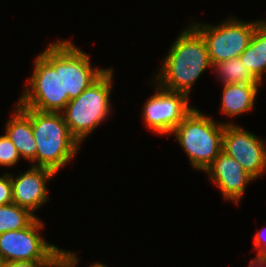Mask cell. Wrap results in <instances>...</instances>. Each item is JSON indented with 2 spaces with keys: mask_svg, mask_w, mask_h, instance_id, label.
<instances>
[{
  "mask_svg": "<svg viewBox=\"0 0 266 267\" xmlns=\"http://www.w3.org/2000/svg\"><path fill=\"white\" fill-rule=\"evenodd\" d=\"M225 123L215 122L194 107L173 129L193 168L205 172L220 154Z\"/></svg>",
  "mask_w": 266,
  "mask_h": 267,
  "instance_id": "cell-4",
  "label": "cell"
},
{
  "mask_svg": "<svg viewBox=\"0 0 266 267\" xmlns=\"http://www.w3.org/2000/svg\"><path fill=\"white\" fill-rule=\"evenodd\" d=\"M112 76L113 70L108 68L62 111L71 135L79 143L110 115Z\"/></svg>",
  "mask_w": 266,
  "mask_h": 267,
  "instance_id": "cell-5",
  "label": "cell"
},
{
  "mask_svg": "<svg viewBox=\"0 0 266 267\" xmlns=\"http://www.w3.org/2000/svg\"><path fill=\"white\" fill-rule=\"evenodd\" d=\"M13 203L10 173L0 176V206Z\"/></svg>",
  "mask_w": 266,
  "mask_h": 267,
  "instance_id": "cell-20",
  "label": "cell"
},
{
  "mask_svg": "<svg viewBox=\"0 0 266 267\" xmlns=\"http://www.w3.org/2000/svg\"><path fill=\"white\" fill-rule=\"evenodd\" d=\"M213 67L203 36L193 27L185 29L172 44L156 75L160 87L186 94L207 69Z\"/></svg>",
  "mask_w": 266,
  "mask_h": 267,
  "instance_id": "cell-1",
  "label": "cell"
},
{
  "mask_svg": "<svg viewBox=\"0 0 266 267\" xmlns=\"http://www.w3.org/2000/svg\"><path fill=\"white\" fill-rule=\"evenodd\" d=\"M34 71L18 105L42 112H62L69 98H63L62 40L53 42L34 60Z\"/></svg>",
  "mask_w": 266,
  "mask_h": 267,
  "instance_id": "cell-2",
  "label": "cell"
},
{
  "mask_svg": "<svg viewBox=\"0 0 266 267\" xmlns=\"http://www.w3.org/2000/svg\"><path fill=\"white\" fill-rule=\"evenodd\" d=\"M90 57L71 41L62 40L63 98L70 100L82 94L107 69L92 68Z\"/></svg>",
  "mask_w": 266,
  "mask_h": 267,
  "instance_id": "cell-10",
  "label": "cell"
},
{
  "mask_svg": "<svg viewBox=\"0 0 266 267\" xmlns=\"http://www.w3.org/2000/svg\"><path fill=\"white\" fill-rule=\"evenodd\" d=\"M263 21L244 22L233 17L217 26L205 23H194L192 26L203 36L213 66L239 57L249 46L256 28Z\"/></svg>",
  "mask_w": 266,
  "mask_h": 267,
  "instance_id": "cell-6",
  "label": "cell"
},
{
  "mask_svg": "<svg viewBox=\"0 0 266 267\" xmlns=\"http://www.w3.org/2000/svg\"><path fill=\"white\" fill-rule=\"evenodd\" d=\"M251 74L261 83L266 72V20L255 30L249 46L239 56Z\"/></svg>",
  "mask_w": 266,
  "mask_h": 267,
  "instance_id": "cell-15",
  "label": "cell"
},
{
  "mask_svg": "<svg viewBox=\"0 0 266 267\" xmlns=\"http://www.w3.org/2000/svg\"><path fill=\"white\" fill-rule=\"evenodd\" d=\"M207 172L210 175L209 180L217 184L225 201L229 200L236 204L244 195L247 183L256 180L223 150L206 169L205 173Z\"/></svg>",
  "mask_w": 266,
  "mask_h": 267,
  "instance_id": "cell-11",
  "label": "cell"
},
{
  "mask_svg": "<svg viewBox=\"0 0 266 267\" xmlns=\"http://www.w3.org/2000/svg\"><path fill=\"white\" fill-rule=\"evenodd\" d=\"M222 150L255 179L266 171V141L234 123H225Z\"/></svg>",
  "mask_w": 266,
  "mask_h": 267,
  "instance_id": "cell-9",
  "label": "cell"
},
{
  "mask_svg": "<svg viewBox=\"0 0 266 267\" xmlns=\"http://www.w3.org/2000/svg\"><path fill=\"white\" fill-rule=\"evenodd\" d=\"M259 84H223L221 112L227 116H238L254 107Z\"/></svg>",
  "mask_w": 266,
  "mask_h": 267,
  "instance_id": "cell-14",
  "label": "cell"
},
{
  "mask_svg": "<svg viewBox=\"0 0 266 267\" xmlns=\"http://www.w3.org/2000/svg\"><path fill=\"white\" fill-rule=\"evenodd\" d=\"M43 222L37 217L28 227L0 234V262L59 260L60 248L40 235Z\"/></svg>",
  "mask_w": 266,
  "mask_h": 267,
  "instance_id": "cell-7",
  "label": "cell"
},
{
  "mask_svg": "<svg viewBox=\"0 0 266 267\" xmlns=\"http://www.w3.org/2000/svg\"><path fill=\"white\" fill-rule=\"evenodd\" d=\"M248 267H266V258H252Z\"/></svg>",
  "mask_w": 266,
  "mask_h": 267,
  "instance_id": "cell-22",
  "label": "cell"
},
{
  "mask_svg": "<svg viewBox=\"0 0 266 267\" xmlns=\"http://www.w3.org/2000/svg\"><path fill=\"white\" fill-rule=\"evenodd\" d=\"M222 84H263L247 69L239 57L213 65Z\"/></svg>",
  "mask_w": 266,
  "mask_h": 267,
  "instance_id": "cell-16",
  "label": "cell"
},
{
  "mask_svg": "<svg viewBox=\"0 0 266 267\" xmlns=\"http://www.w3.org/2000/svg\"><path fill=\"white\" fill-rule=\"evenodd\" d=\"M263 231L257 232L254 236V246L256 248L254 250H258L256 258H266V238L262 234Z\"/></svg>",
  "mask_w": 266,
  "mask_h": 267,
  "instance_id": "cell-21",
  "label": "cell"
},
{
  "mask_svg": "<svg viewBox=\"0 0 266 267\" xmlns=\"http://www.w3.org/2000/svg\"><path fill=\"white\" fill-rule=\"evenodd\" d=\"M14 115L8 120L6 135L17 148L20 156L33 162L36 166L37 145L31 126V108L21 107L17 104Z\"/></svg>",
  "mask_w": 266,
  "mask_h": 267,
  "instance_id": "cell-13",
  "label": "cell"
},
{
  "mask_svg": "<svg viewBox=\"0 0 266 267\" xmlns=\"http://www.w3.org/2000/svg\"><path fill=\"white\" fill-rule=\"evenodd\" d=\"M89 267H107L106 265H103L102 263H95L93 264L92 266H89Z\"/></svg>",
  "mask_w": 266,
  "mask_h": 267,
  "instance_id": "cell-23",
  "label": "cell"
},
{
  "mask_svg": "<svg viewBox=\"0 0 266 267\" xmlns=\"http://www.w3.org/2000/svg\"><path fill=\"white\" fill-rule=\"evenodd\" d=\"M31 126L36 140V167L58 172L71 161L80 143L71 135L62 112L31 109Z\"/></svg>",
  "mask_w": 266,
  "mask_h": 267,
  "instance_id": "cell-3",
  "label": "cell"
},
{
  "mask_svg": "<svg viewBox=\"0 0 266 267\" xmlns=\"http://www.w3.org/2000/svg\"><path fill=\"white\" fill-rule=\"evenodd\" d=\"M157 93L149 97L143 107L146 127L160 135L172 134L173 129L194 108L188 104V96L156 86Z\"/></svg>",
  "mask_w": 266,
  "mask_h": 267,
  "instance_id": "cell-8",
  "label": "cell"
},
{
  "mask_svg": "<svg viewBox=\"0 0 266 267\" xmlns=\"http://www.w3.org/2000/svg\"><path fill=\"white\" fill-rule=\"evenodd\" d=\"M75 254L61 249L59 260L14 261L2 263L0 267H75L79 261Z\"/></svg>",
  "mask_w": 266,
  "mask_h": 267,
  "instance_id": "cell-18",
  "label": "cell"
},
{
  "mask_svg": "<svg viewBox=\"0 0 266 267\" xmlns=\"http://www.w3.org/2000/svg\"><path fill=\"white\" fill-rule=\"evenodd\" d=\"M19 176L13 178L12 194L13 203L29 210L32 214L49 199L46 182L56 174L53 170L31 166L25 173H18Z\"/></svg>",
  "mask_w": 266,
  "mask_h": 267,
  "instance_id": "cell-12",
  "label": "cell"
},
{
  "mask_svg": "<svg viewBox=\"0 0 266 267\" xmlns=\"http://www.w3.org/2000/svg\"><path fill=\"white\" fill-rule=\"evenodd\" d=\"M20 157L17 148L9 137L6 134L0 136V165L7 167L13 166L18 162Z\"/></svg>",
  "mask_w": 266,
  "mask_h": 267,
  "instance_id": "cell-19",
  "label": "cell"
},
{
  "mask_svg": "<svg viewBox=\"0 0 266 267\" xmlns=\"http://www.w3.org/2000/svg\"><path fill=\"white\" fill-rule=\"evenodd\" d=\"M36 215L15 203L0 206V234L28 227Z\"/></svg>",
  "mask_w": 266,
  "mask_h": 267,
  "instance_id": "cell-17",
  "label": "cell"
}]
</instances>
